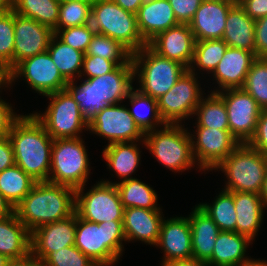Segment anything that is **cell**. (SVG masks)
I'll use <instances>...</instances> for the list:
<instances>
[{"instance_id": "obj_50", "label": "cell", "mask_w": 267, "mask_h": 266, "mask_svg": "<svg viewBox=\"0 0 267 266\" xmlns=\"http://www.w3.org/2000/svg\"><path fill=\"white\" fill-rule=\"evenodd\" d=\"M237 3L251 19L267 16V0H238Z\"/></svg>"}, {"instance_id": "obj_46", "label": "cell", "mask_w": 267, "mask_h": 266, "mask_svg": "<svg viewBox=\"0 0 267 266\" xmlns=\"http://www.w3.org/2000/svg\"><path fill=\"white\" fill-rule=\"evenodd\" d=\"M179 24H189L203 0H168Z\"/></svg>"}, {"instance_id": "obj_55", "label": "cell", "mask_w": 267, "mask_h": 266, "mask_svg": "<svg viewBox=\"0 0 267 266\" xmlns=\"http://www.w3.org/2000/svg\"><path fill=\"white\" fill-rule=\"evenodd\" d=\"M13 212L14 208L0 192V219L9 216Z\"/></svg>"}, {"instance_id": "obj_18", "label": "cell", "mask_w": 267, "mask_h": 266, "mask_svg": "<svg viewBox=\"0 0 267 266\" xmlns=\"http://www.w3.org/2000/svg\"><path fill=\"white\" fill-rule=\"evenodd\" d=\"M77 213L31 232V254L40 262L51 252L75 245Z\"/></svg>"}, {"instance_id": "obj_23", "label": "cell", "mask_w": 267, "mask_h": 266, "mask_svg": "<svg viewBox=\"0 0 267 266\" xmlns=\"http://www.w3.org/2000/svg\"><path fill=\"white\" fill-rule=\"evenodd\" d=\"M137 26L148 44L159 33L179 25L168 0H149L139 7Z\"/></svg>"}, {"instance_id": "obj_35", "label": "cell", "mask_w": 267, "mask_h": 266, "mask_svg": "<svg viewBox=\"0 0 267 266\" xmlns=\"http://www.w3.org/2000/svg\"><path fill=\"white\" fill-rule=\"evenodd\" d=\"M198 115L196 127H208L219 130H229L228 116L223 99L211 92L207 99H201L195 113Z\"/></svg>"}, {"instance_id": "obj_27", "label": "cell", "mask_w": 267, "mask_h": 266, "mask_svg": "<svg viewBox=\"0 0 267 266\" xmlns=\"http://www.w3.org/2000/svg\"><path fill=\"white\" fill-rule=\"evenodd\" d=\"M222 40L230 47L255 54V20L236 3L227 13Z\"/></svg>"}, {"instance_id": "obj_17", "label": "cell", "mask_w": 267, "mask_h": 266, "mask_svg": "<svg viewBox=\"0 0 267 266\" xmlns=\"http://www.w3.org/2000/svg\"><path fill=\"white\" fill-rule=\"evenodd\" d=\"M53 30L14 12L13 68L21 61L46 52Z\"/></svg>"}, {"instance_id": "obj_4", "label": "cell", "mask_w": 267, "mask_h": 266, "mask_svg": "<svg viewBox=\"0 0 267 266\" xmlns=\"http://www.w3.org/2000/svg\"><path fill=\"white\" fill-rule=\"evenodd\" d=\"M126 241L122 221L95 223L77 215L75 246L98 266L118 261L122 241Z\"/></svg>"}, {"instance_id": "obj_10", "label": "cell", "mask_w": 267, "mask_h": 266, "mask_svg": "<svg viewBox=\"0 0 267 266\" xmlns=\"http://www.w3.org/2000/svg\"><path fill=\"white\" fill-rule=\"evenodd\" d=\"M51 100L44 114L37 112L34 117L44 126L52 139L80 138L78 135L88 123L84 119L78 103L66 90L47 95ZM84 127V128H83Z\"/></svg>"}, {"instance_id": "obj_58", "label": "cell", "mask_w": 267, "mask_h": 266, "mask_svg": "<svg viewBox=\"0 0 267 266\" xmlns=\"http://www.w3.org/2000/svg\"><path fill=\"white\" fill-rule=\"evenodd\" d=\"M260 197L263 201L264 206L267 207V169H266V173H265L263 187H262V190L260 192Z\"/></svg>"}, {"instance_id": "obj_52", "label": "cell", "mask_w": 267, "mask_h": 266, "mask_svg": "<svg viewBox=\"0 0 267 266\" xmlns=\"http://www.w3.org/2000/svg\"><path fill=\"white\" fill-rule=\"evenodd\" d=\"M124 10L137 14L139 7L145 0H112Z\"/></svg>"}, {"instance_id": "obj_24", "label": "cell", "mask_w": 267, "mask_h": 266, "mask_svg": "<svg viewBox=\"0 0 267 266\" xmlns=\"http://www.w3.org/2000/svg\"><path fill=\"white\" fill-rule=\"evenodd\" d=\"M162 221L160 210H148L138 207L125 208L122 223L126 241L136 239L156 245Z\"/></svg>"}, {"instance_id": "obj_20", "label": "cell", "mask_w": 267, "mask_h": 266, "mask_svg": "<svg viewBox=\"0 0 267 266\" xmlns=\"http://www.w3.org/2000/svg\"><path fill=\"white\" fill-rule=\"evenodd\" d=\"M236 3L234 0H203L189 23L196 41L222 39L227 13Z\"/></svg>"}, {"instance_id": "obj_45", "label": "cell", "mask_w": 267, "mask_h": 266, "mask_svg": "<svg viewBox=\"0 0 267 266\" xmlns=\"http://www.w3.org/2000/svg\"><path fill=\"white\" fill-rule=\"evenodd\" d=\"M118 65L101 56L84 55L82 64L83 73H86L88 78H95L113 71Z\"/></svg>"}, {"instance_id": "obj_40", "label": "cell", "mask_w": 267, "mask_h": 266, "mask_svg": "<svg viewBox=\"0 0 267 266\" xmlns=\"http://www.w3.org/2000/svg\"><path fill=\"white\" fill-rule=\"evenodd\" d=\"M227 47L228 45L222 39L196 41L191 66L194 63L202 70L213 72Z\"/></svg>"}, {"instance_id": "obj_9", "label": "cell", "mask_w": 267, "mask_h": 266, "mask_svg": "<svg viewBox=\"0 0 267 266\" xmlns=\"http://www.w3.org/2000/svg\"><path fill=\"white\" fill-rule=\"evenodd\" d=\"M83 143L80 138L53 140L49 182L74 189L85 185L89 174V161Z\"/></svg>"}, {"instance_id": "obj_32", "label": "cell", "mask_w": 267, "mask_h": 266, "mask_svg": "<svg viewBox=\"0 0 267 266\" xmlns=\"http://www.w3.org/2000/svg\"><path fill=\"white\" fill-rule=\"evenodd\" d=\"M47 51L61 75L68 82L74 81L75 74L78 77L82 76L83 71L80 68L82 67L85 53L66 45L61 40L58 41L55 35L51 37Z\"/></svg>"}, {"instance_id": "obj_62", "label": "cell", "mask_w": 267, "mask_h": 266, "mask_svg": "<svg viewBox=\"0 0 267 266\" xmlns=\"http://www.w3.org/2000/svg\"><path fill=\"white\" fill-rule=\"evenodd\" d=\"M0 67H6V66L0 61Z\"/></svg>"}, {"instance_id": "obj_47", "label": "cell", "mask_w": 267, "mask_h": 266, "mask_svg": "<svg viewBox=\"0 0 267 266\" xmlns=\"http://www.w3.org/2000/svg\"><path fill=\"white\" fill-rule=\"evenodd\" d=\"M247 144L267 156V109H261L255 133Z\"/></svg>"}, {"instance_id": "obj_3", "label": "cell", "mask_w": 267, "mask_h": 266, "mask_svg": "<svg viewBox=\"0 0 267 266\" xmlns=\"http://www.w3.org/2000/svg\"><path fill=\"white\" fill-rule=\"evenodd\" d=\"M134 77L133 64H122L102 76L87 78L79 86L71 81L65 89L78 103L84 119L89 123L102 109L119 104L128 97L133 89Z\"/></svg>"}, {"instance_id": "obj_11", "label": "cell", "mask_w": 267, "mask_h": 266, "mask_svg": "<svg viewBox=\"0 0 267 266\" xmlns=\"http://www.w3.org/2000/svg\"><path fill=\"white\" fill-rule=\"evenodd\" d=\"M83 190L84 186L76 189L75 212L80 218L98 224L123 221L124 207L114 183L100 181L87 193Z\"/></svg>"}, {"instance_id": "obj_48", "label": "cell", "mask_w": 267, "mask_h": 266, "mask_svg": "<svg viewBox=\"0 0 267 266\" xmlns=\"http://www.w3.org/2000/svg\"><path fill=\"white\" fill-rule=\"evenodd\" d=\"M255 56L267 58V16L255 20Z\"/></svg>"}, {"instance_id": "obj_59", "label": "cell", "mask_w": 267, "mask_h": 266, "mask_svg": "<svg viewBox=\"0 0 267 266\" xmlns=\"http://www.w3.org/2000/svg\"><path fill=\"white\" fill-rule=\"evenodd\" d=\"M239 266H267V262L265 261H261V260H252V259H248L247 261H245L244 263H242Z\"/></svg>"}, {"instance_id": "obj_8", "label": "cell", "mask_w": 267, "mask_h": 266, "mask_svg": "<svg viewBox=\"0 0 267 266\" xmlns=\"http://www.w3.org/2000/svg\"><path fill=\"white\" fill-rule=\"evenodd\" d=\"M163 130H150L143 138L144 145L164 166L172 171H185L195 164L192 136L182 125L166 124ZM183 127V128H182Z\"/></svg>"}, {"instance_id": "obj_36", "label": "cell", "mask_w": 267, "mask_h": 266, "mask_svg": "<svg viewBox=\"0 0 267 266\" xmlns=\"http://www.w3.org/2000/svg\"><path fill=\"white\" fill-rule=\"evenodd\" d=\"M132 89L127 98H129L130 103L133 109H129L130 114L134 118L136 124L141 128V130L146 133L150 130H154L157 125H166L163 119L160 116L158 110V101L156 99L151 98L143 93H141L138 89ZM139 107V111L137 108ZM146 107L148 109L147 113H143L140 110ZM144 110V109H143ZM146 112V111H145ZM151 113L148 116V113ZM143 113V114H142ZM156 125V126H155Z\"/></svg>"}, {"instance_id": "obj_49", "label": "cell", "mask_w": 267, "mask_h": 266, "mask_svg": "<svg viewBox=\"0 0 267 266\" xmlns=\"http://www.w3.org/2000/svg\"><path fill=\"white\" fill-rule=\"evenodd\" d=\"M22 115H15L12 106L0 99V138L7 137L11 132L13 124Z\"/></svg>"}, {"instance_id": "obj_34", "label": "cell", "mask_w": 267, "mask_h": 266, "mask_svg": "<svg viewBox=\"0 0 267 266\" xmlns=\"http://www.w3.org/2000/svg\"><path fill=\"white\" fill-rule=\"evenodd\" d=\"M59 6V0H14L12 10L53 30L59 20Z\"/></svg>"}, {"instance_id": "obj_13", "label": "cell", "mask_w": 267, "mask_h": 266, "mask_svg": "<svg viewBox=\"0 0 267 266\" xmlns=\"http://www.w3.org/2000/svg\"><path fill=\"white\" fill-rule=\"evenodd\" d=\"M214 92L225 103L229 131L240 144L248 143L255 133L261 108L243 88H230Z\"/></svg>"}, {"instance_id": "obj_33", "label": "cell", "mask_w": 267, "mask_h": 266, "mask_svg": "<svg viewBox=\"0 0 267 266\" xmlns=\"http://www.w3.org/2000/svg\"><path fill=\"white\" fill-rule=\"evenodd\" d=\"M121 203L125 208L138 207L148 210H161L157 207V194L147 184L136 178L115 183Z\"/></svg>"}, {"instance_id": "obj_15", "label": "cell", "mask_w": 267, "mask_h": 266, "mask_svg": "<svg viewBox=\"0 0 267 266\" xmlns=\"http://www.w3.org/2000/svg\"><path fill=\"white\" fill-rule=\"evenodd\" d=\"M88 129L109 140L116 142L139 141L145 133L136 124L129 109L120 104L108 105L88 123Z\"/></svg>"}, {"instance_id": "obj_51", "label": "cell", "mask_w": 267, "mask_h": 266, "mask_svg": "<svg viewBox=\"0 0 267 266\" xmlns=\"http://www.w3.org/2000/svg\"><path fill=\"white\" fill-rule=\"evenodd\" d=\"M15 164L13 147L9 137L0 138V172Z\"/></svg>"}, {"instance_id": "obj_21", "label": "cell", "mask_w": 267, "mask_h": 266, "mask_svg": "<svg viewBox=\"0 0 267 266\" xmlns=\"http://www.w3.org/2000/svg\"><path fill=\"white\" fill-rule=\"evenodd\" d=\"M156 246L165 252L162 264L192 258V235L188 217H175L162 221Z\"/></svg>"}, {"instance_id": "obj_42", "label": "cell", "mask_w": 267, "mask_h": 266, "mask_svg": "<svg viewBox=\"0 0 267 266\" xmlns=\"http://www.w3.org/2000/svg\"><path fill=\"white\" fill-rule=\"evenodd\" d=\"M14 52V11L0 14V61L8 68L13 69Z\"/></svg>"}, {"instance_id": "obj_16", "label": "cell", "mask_w": 267, "mask_h": 266, "mask_svg": "<svg viewBox=\"0 0 267 266\" xmlns=\"http://www.w3.org/2000/svg\"><path fill=\"white\" fill-rule=\"evenodd\" d=\"M192 152L200 169H215L240 143L229 130L197 127ZM197 159V160H196Z\"/></svg>"}, {"instance_id": "obj_6", "label": "cell", "mask_w": 267, "mask_h": 266, "mask_svg": "<svg viewBox=\"0 0 267 266\" xmlns=\"http://www.w3.org/2000/svg\"><path fill=\"white\" fill-rule=\"evenodd\" d=\"M90 25L95 32L120 42L132 54L148 45L139 32L137 15L112 0H96L93 3Z\"/></svg>"}, {"instance_id": "obj_30", "label": "cell", "mask_w": 267, "mask_h": 266, "mask_svg": "<svg viewBox=\"0 0 267 266\" xmlns=\"http://www.w3.org/2000/svg\"><path fill=\"white\" fill-rule=\"evenodd\" d=\"M135 142L108 144L102 152L109 169L112 168L120 179L127 180L133 178L130 175L140 163V152Z\"/></svg>"}, {"instance_id": "obj_53", "label": "cell", "mask_w": 267, "mask_h": 266, "mask_svg": "<svg viewBox=\"0 0 267 266\" xmlns=\"http://www.w3.org/2000/svg\"><path fill=\"white\" fill-rule=\"evenodd\" d=\"M8 266H42V264L32 254H29L27 257L22 259L10 260Z\"/></svg>"}, {"instance_id": "obj_61", "label": "cell", "mask_w": 267, "mask_h": 266, "mask_svg": "<svg viewBox=\"0 0 267 266\" xmlns=\"http://www.w3.org/2000/svg\"><path fill=\"white\" fill-rule=\"evenodd\" d=\"M72 1H77V2H82V3H87V4L93 5V3L96 0H59L60 3H62V2H72Z\"/></svg>"}, {"instance_id": "obj_56", "label": "cell", "mask_w": 267, "mask_h": 266, "mask_svg": "<svg viewBox=\"0 0 267 266\" xmlns=\"http://www.w3.org/2000/svg\"><path fill=\"white\" fill-rule=\"evenodd\" d=\"M10 84L9 70L7 67H0V88Z\"/></svg>"}, {"instance_id": "obj_22", "label": "cell", "mask_w": 267, "mask_h": 266, "mask_svg": "<svg viewBox=\"0 0 267 266\" xmlns=\"http://www.w3.org/2000/svg\"><path fill=\"white\" fill-rule=\"evenodd\" d=\"M255 59L253 52L228 46L212 72L221 90L242 88Z\"/></svg>"}, {"instance_id": "obj_39", "label": "cell", "mask_w": 267, "mask_h": 266, "mask_svg": "<svg viewBox=\"0 0 267 266\" xmlns=\"http://www.w3.org/2000/svg\"><path fill=\"white\" fill-rule=\"evenodd\" d=\"M242 88L261 109H267V58H256L252 62Z\"/></svg>"}, {"instance_id": "obj_26", "label": "cell", "mask_w": 267, "mask_h": 266, "mask_svg": "<svg viewBox=\"0 0 267 266\" xmlns=\"http://www.w3.org/2000/svg\"><path fill=\"white\" fill-rule=\"evenodd\" d=\"M188 217L192 235V258L207 262L220 232L219 227L199 205Z\"/></svg>"}, {"instance_id": "obj_38", "label": "cell", "mask_w": 267, "mask_h": 266, "mask_svg": "<svg viewBox=\"0 0 267 266\" xmlns=\"http://www.w3.org/2000/svg\"><path fill=\"white\" fill-rule=\"evenodd\" d=\"M86 55L101 56L114 61L117 65L133 64L132 53L120 42L95 32L89 43Z\"/></svg>"}, {"instance_id": "obj_54", "label": "cell", "mask_w": 267, "mask_h": 266, "mask_svg": "<svg viewBox=\"0 0 267 266\" xmlns=\"http://www.w3.org/2000/svg\"><path fill=\"white\" fill-rule=\"evenodd\" d=\"M162 266H208V264L204 261L191 258L187 260L171 261L169 263L162 264Z\"/></svg>"}, {"instance_id": "obj_2", "label": "cell", "mask_w": 267, "mask_h": 266, "mask_svg": "<svg viewBox=\"0 0 267 266\" xmlns=\"http://www.w3.org/2000/svg\"><path fill=\"white\" fill-rule=\"evenodd\" d=\"M76 189L51 183L37 182L14 208L19 220L30 233L36 228L66 219L75 213Z\"/></svg>"}, {"instance_id": "obj_25", "label": "cell", "mask_w": 267, "mask_h": 266, "mask_svg": "<svg viewBox=\"0 0 267 266\" xmlns=\"http://www.w3.org/2000/svg\"><path fill=\"white\" fill-rule=\"evenodd\" d=\"M0 254L18 260L31 254V233L14 211L0 219Z\"/></svg>"}, {"instance_id": "obj_57", "label": "cell", "mask_w": 267, "mask_h": 266, "mask_svg": "<svg viewBox=\"0 0 267 266\" xmlns=\"http://www.w3.org/2000/svg\"><path fill=\"white\" fill-rule=\"evenodd\" d=\"M13 2L14 0H0V14L12 10Z\"/></svg>"}, {"instance_id": "obj_41", "label": "cell", "mask_w": 267, "mask_h": 266, "mask_svg": "<svg viewBox=\"0 0 267 266\" xmlns=\"http://www.w3.org/2000/svg\"><path fill=\"white\" fill-rule=\"evenodd\" d=\"M91 4L72 1L59 6V20L53 30L90 24Z\"/></svg>"}, {"instance_id": "obj_28", "label": "cell", "mask_w": 267, "mask_h": 266, "mask_svg": "<svg viewBox=\"0 0 267 266\" xmlns=\"http://www.w3.org/2000/svg\"><path fill=\"white\" fill-rule=\"evenodd\" d=\"M236 210V233L254 239L263 219V209L266 208L260 194L234 192Z\"/></svg>"}, {"instance_id": "obj_14", "label": "cell", "mask_w": 267, "mask_h": 266, "mask_svg": "<svg viewBox=\"0 0 267 266\" xmlns=\"http://www.w3.org/2000/svg\"><path fill=\"white\" fill-rule=\"evenodd\" d=\"M10 83L24 76L30 87L47 96L62 91L69 83L54 64L48 51L19 62L10 72Z\"/></svg>"}, {"instance_id": "obj_29", "label": "cell", "mask_w": 267, "mask_h": 266, "mask_svg": "<svg viewBox=\"0 0 267 266\" xmlns=\"http://www.w3.org/2000/svg\"><path fill=\"white\" fill-rule=\"evenodd\" d=\"M250 242L248 237L239 233L220 231L212 257L206 263L208 266H239L249 259L245 258V252Z\"/></svg>"}, {"instance_id": "obj_37", "label": "cell", "mask_w": 267, "mask_h": 266, "mask_svg": "<svg viewBox=\"0 0 267 266\" xmlns=\"http://www.w3.org/2000/svg\"><path fill=\"white\" fill-rule=\"evenodd\" d=\"M206 211L220 231L236 232V210L234 192L223 190L213 205L199 204Z\"/></svg>"}, {"instance_id": "obj_1", "label": "cell", "mask_w": 267, "mask_h": 266, "mask_svg": "<svg viewBox=\"0 0 267 266\" xmlns=\"http://www.w3.org/2000/svg\"><path fill=\"white\" fill-rule=\"evenodd\" d=\"M15 164L35 181H48L51 168L52 137L33 114L22 115L8 135Z\"/></svg>"}, {"instance_id": "obj_7", "label": "cell", "mask_w": 267, "mask_h": 266, "mask_svg": "<svg viewBox=\"0 0 267 266\" xmlns=\"http://www.w3.org/2000/svg\"><path fill=\"white\" fill-rule=\"evenodd\" d=\"M132 63L135 76L139 73L141 88L138 90L156 100L188 70L177 61L159 56L148 45L132 54Z\"/></svg>"}, {"instance_id": "obj_44", "label": "cell", "mask_w": 267, "mask_h": 266, "mask_svg": "<svg viewBox=\"0 0 267 266\" xmlns=\"http://www.w3.org/2000/svg\"><path fill=\"white\" fill-rule=\"evenodd\" d=\"M53 32L63 43L83 53L87 51L89 43L95 34L90 24L53 30Z\"/></svg>"}, {"instance_id": "obj_5", "label": "cell", "mask_w": 267, "mask_h": 266, "mask_svg": "<svg viewBox=\"0 0 267 266\" xmlns=\"http://www.w3.org/2000/svg\"><path fill=\"white\" fill-rule=\"evenodd\" d=\"M215 169H222L229 179L225 190L260 194L267 169V156L242 143Z\"/></svg>"}, {"instance_id": "obj_43", "label": "cell", "mask_w": 267, "mask_h": 266, "mask_svg": "<svg viewBox=\"0 0 267 266\" xmlns=\"http://www.w3.org/2000/svg\"><path fill=\"white\" fill-rule=\"evenodd\" d=\"M41 264L42 266H98L75 245L49 253Z\"/></svg>"}, {"instance_id": "obj_31", "label": "cell", "mask_w": 267, "mask_h": 266, "mask_svg": "<svg viewBox=\"0 0 267 266\" xmlns=\"http://www.w3.org/2000/svg\"><path fill=\"white\" fill-rule=\"evenodd\" d=\"M36 183L37 181L16 164L0 172V192L13 208L23 200Z\"/></svg>"}, {"instance_id": "obj_19", "label": "cell", "mask_w": 267, "mask_h": 266, "mask_svg": "<svg viewBox=\"0 0 267 266\" xmlns=\"http://www.w3.org/2000/svg\"><path fill=\"white\" fill-rule=\"evenodd\" d=\"M196 39L189 24H179L159 33L148 46L159 56L191 66Z\"/></svg>"}, {"instance_id": "obj_60", "label": "cell", "mask_w": 267, "mask_h": 266, "mask_svg": "<svg viewBox=\"0 0 267 266\" xmlns=\"http://www.w3.org/2000/svg\"><path fill=\"white\" fill-rule=\"evenodd\" d=\"M10 260L4 256L3 254H0V266H8Z\"/></svg>"}, {"instance_id": "obj_12", "label": "cell", "mask_w": 267, "mask_h": 266, "mask_svg": "<svg viewBox=\"0 0 267 266\" xmlns=\"http://www.w3.org/2000/svg\"><path fill=\"white\" fill-rule=\"evenodd\" d=\"M193 67L190 66L175 85L157 99L160 116L166 124H178L193 115L202 99Z\"/></svg>"}]
</instances>
